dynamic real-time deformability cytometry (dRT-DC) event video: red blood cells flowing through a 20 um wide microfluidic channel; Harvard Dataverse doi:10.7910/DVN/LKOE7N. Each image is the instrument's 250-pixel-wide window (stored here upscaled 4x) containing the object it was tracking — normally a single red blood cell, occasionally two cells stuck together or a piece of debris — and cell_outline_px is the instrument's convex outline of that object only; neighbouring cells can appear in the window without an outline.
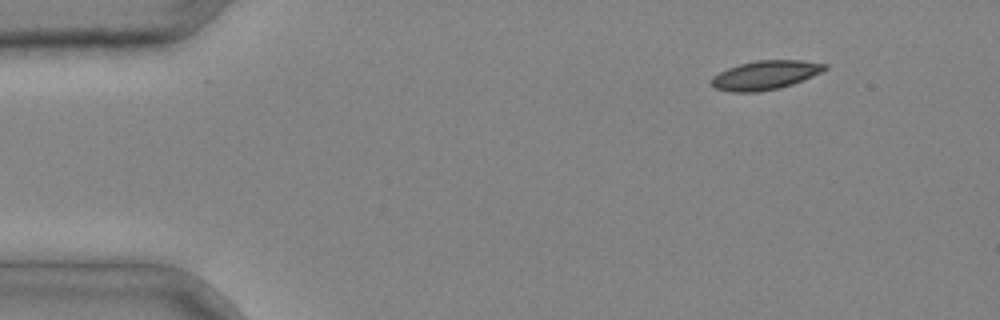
{"species": "common noctule bat (a hibernating species)", "species_latin": "Nyctalus noctula", "temperature_condition": "cold", "stored_images_in_passage": 2, "camera_frame_rate_fps": 3000, "um_per_image_px": 0.085, "animal": {"sex": "male", "body_mass_g": 20.4}, "frame": {"image": 1, "passage_image": 1, "time_ms": 0.0, "image_size_px": [1000, 320], "cell_outline_px": [[828, 68], [812, 76], [792, 84], [780, 88], [756, 92], [732, 92], [716, 88], [712, 84], [712, 76], [728, 68], [740, 64], [756, 60], [800, 60], [828, 64]], "centroid_in_image_um": [65.06, 6.38], "position_along_channel_um": 19.9, "area_um2": 18.96}}